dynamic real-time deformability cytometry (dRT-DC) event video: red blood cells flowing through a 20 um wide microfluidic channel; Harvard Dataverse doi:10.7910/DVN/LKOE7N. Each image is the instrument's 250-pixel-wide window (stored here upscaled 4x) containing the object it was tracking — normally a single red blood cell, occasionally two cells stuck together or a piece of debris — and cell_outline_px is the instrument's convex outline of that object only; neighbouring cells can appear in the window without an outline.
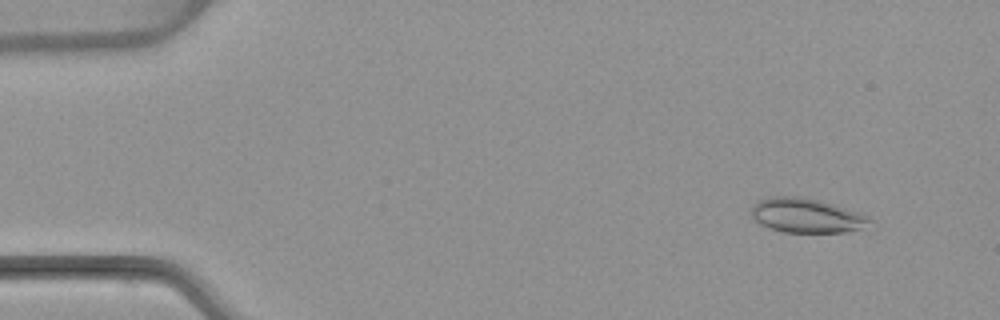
{"species": "common noctule bat (a hibernating species)", "species_latin": "Nyctalus noctula", "temperature_condition": "warm", "stored_images_in_passage": 4, "camera_frame_rate_fps": 3000, "um_per_image_px": 0.085, "animal": {"sex": "female", "body_mass_g": 22.7, "forearm_length_mm": 54.2}, "frame": {"image": 1, "passage_image": 1, "time_ms": 0.0, "image_size_px": [1000, 320], "cell_outline_px": [[872, 220], [860, 228], [848, 232], [784, 232], [768, 228], [760, 224], [752, 216], [752, 204], [768, 196], [804, 196], [860, 212], [868, 216]], "centroid_in_image_um": [68.51, 18.31], "position_along_channel_um": 16.5, "area_um2": 23.7}}